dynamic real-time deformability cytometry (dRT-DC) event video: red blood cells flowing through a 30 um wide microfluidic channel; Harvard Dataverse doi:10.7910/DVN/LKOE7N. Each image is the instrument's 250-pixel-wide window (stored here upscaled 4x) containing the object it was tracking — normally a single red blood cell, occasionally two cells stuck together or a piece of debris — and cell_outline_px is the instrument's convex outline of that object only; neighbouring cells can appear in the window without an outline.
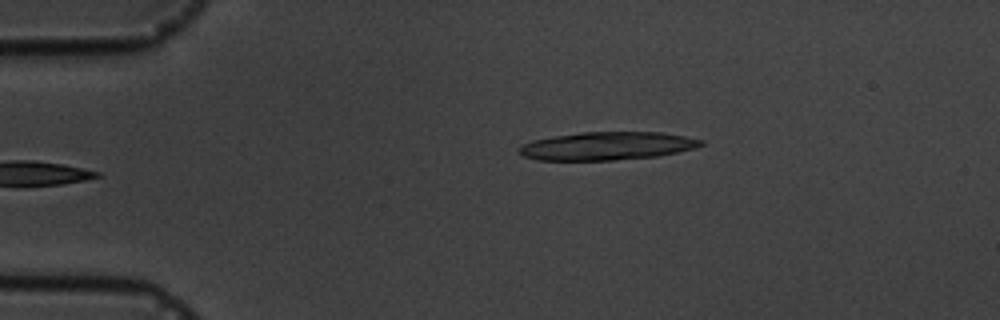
{"species": "common noctule bat (a hibernating species)", "species_latin": "Nyctalus noctula", "temperature_condition": "cold", "stored_images_in_passage": 4, "camera_frame_rate_fps": 3000, "um_per_image_px": 0.085, "animal": {"sex": "male", "body_mass_g": 19.5, "forearm_length_mm": 54.6}, "frame": {"image": 1, "passage_image": 4, "time_ms": 4.0, "image_size_px": [1000, 320], "cell_outline_px": [[704, 144], [692, 148], [676, 152], [656, 156], [612, 160], [536, 160], [524, 156], [516, 152], [516, 148], [520, 144], [532, 140], [580, 132], [660, 132], [684, 136], [704, 140]], "centroid_in_image_um": [51.51, 12.4], "position_along_channel_um": 33.5, "area_um2": 29.77}}